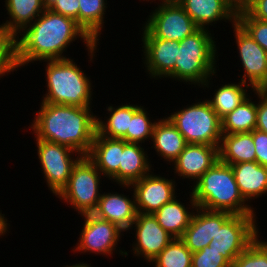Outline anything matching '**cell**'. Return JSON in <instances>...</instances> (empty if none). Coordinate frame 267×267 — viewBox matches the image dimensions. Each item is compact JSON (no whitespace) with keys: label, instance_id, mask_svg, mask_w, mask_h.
<instances>
[{"label":"cell","instance_id":"cell-1","mask_svg":"<svg viewBox=\"0 0 267 267\" xmlns=\"http://www.w3.org/2000/svg\"><path fill=\"white\" fill-rule=\"evenodd\" d=\"M77 38L83 40L91 61L98 44L74 19L46 9L15 38L16 68L33 61L66 59L63 52Z\"/></svg>","mask_w":267,"mask_h":267},{"label":"cell","instance_id":"cell-2","mask_svg":"<svg viewBox=\"0 0 267 267\" xmlns=\"http://www.w3.org/2000/svg\"><path fill=\"white\" fill-rule=\"evenodd\" d=\"M30 129L39 140L55 142L87 156L97 131V116L89 107L40 103Z\"/></svg>","mask_w":267,"mask_h":267},{"label":"cell","instance_id":"cell-3","mask_svg":"<svg viewBox=\"0 0 267 267\" xmlns=\"http://www.w3.org/2000/svg\"><path fill=\"white\" fill-rule=\"evenodd\" d=\"M190 193L189 206L194 210L199 207L233 215L255 214L239 191L231 165L220 160L195 181Z\"/></svg>","mask_w":267,"mask_h":267},{"label":"cell","instance_id":"cell-4","mask_svg":"<svg viewBox=\"0 0 267 267\" xmlns=\"http://www.w3.org/2000/svg\"><path fill=\"white\" fill-rule=\"evenodd\" d=\"M209 32L199 28L180 41L174 79L209 88L210 77L216 73L217 56L216 42L213 40L215 37Z\"/></svg>","mask_w":267,"mask_h":267},{"label":"cell","instance_id":"cell-5","mask_svg":"<svg viewBox=\"0 0 267 267\" xmlns=\"http://www.w3.org/2000/svg\"><path fill=\"white\" fill-rule=\"evenodd\" d=\"M47 93L42 102L89 107L92 87L89 78L81 71L73 59L45 60ZM92 90V91H91Z\"/></svg>","mask_w":267,"mask_h":267},{"label":"cell","instance_id":"cell-6","mask_svg":"<svg viewBox=\"0 0 267 267\" xmlns=\"http://www.w3.org/2000/svg\"><path fill=\"white\" fill-rule=\"evenodd\" d=\"M188 144L220 146L221 119L206 100L167 116Z\"/></svg>","mask_w":267,"mask_h":267},{"label":"cell","instance_id":"cell-7","mask_svg":"<svg viewBox=\"0 0 267 267\" xmlns=\"http://www.w3.org/2000/svg\"><path fill=\"white\" fill-rule=\"evenodd\" d=\"M255 216L216 211V233L209 246L220 252L232 264L259 236Z\"/></svg>","mask_w":267,"mask_h":267},{"label":"cell","instance_id":"cell-8","mask_svg":"<svg viewBox=\"0 0 267 267\" xmlns=\"http://www.w3.org/2000/svg\"><path fill=\"white\" fill-rule=\"evenodd\" d=\"M102 175L87 156H82L73 166L67 186L57 197L70 203L81 215L93 213L101 196L99 185Z\"/></svg>","mask_w":267,"mask_h":267},{"label":"cell","instance_id":"cell-9","mask_svg":"<svg viewBox=\"0 0 267 267\" xmlns=\"http://www.w3.org/2000/svg\"><path fill=\"white\" fill-rule=\"evenodd\" d=\"M35 139L38 159L42 166L46 184L57 197L67 186L73 166L82 155H77L74 159L71 156L77 152L71 148L55 142Z\"/></svg>","mask_w":267,"mask_h":267},{"label":"cell","instance_id":"cell-10","mask_svg":"<svg viewBox=\"0 0 267 267\" xmlns=\"http://www.w3.org/2000/svg\"><path fill=\"white\" fill-rule=\"evenodd\" d=\"M160 4L143 25L154 38L180 42L199 29L176 0Z\"/></svg>","mask_w":267,"mask_h":267},{"label":"cell","instance_id":"cell-11","mask_svg":"<svg viewBox=\"0 0 267 267\" xmlns=\"http://www.w3.org/2000/svg\"><path fill=\"white\" fill-rule=\"evenodd\" d=\"M84 218L83 229L73 251L96 253L106 256L113 254L120 241L121 230L108 220L101 219L93 213L81 215ZM84 251V252H83Z\"/></svg>","mask_w":267,"mask_h":267},{"label":"cell","instance_id":"cell-12","mask_svg":"<svg viewBox=\"0 0 267 267\" xmlns=\"http://www.w3.org/2000/svg\"><path fill=\"white\" fill-rule=\"evenodd\" d=\"M175 183L172 179L150 172L131 185L121 187H127L130 190L133 188L138 213L154 214L160 207L176 197Z\"/></svg>","mask_w":267,"mask_h":267},{"label":"cell","instance_id":"cell-13","mask_svg":"<svg viewBox=\"0 0 267 267\" xmlns=\"http://www.w3.org/2000/svg\"><path fill=\"white\" fill-rule=\"evenodd\" d=\"M142 34V48H144L145 57L143 63L146 71L152 78L174 79V68L180 42L154 38L145 28Z\"/></svg>","mask_w":267,"mask_h":267},{"label":"cell","instance_id":"cell-14","mask_svg":"<svg viewBox=\"0 0 267 267\" xmlns=\"http://www.w3.org/2000/svg\"><path fill=\"white\" fill-rule=\"evenodd\" d=\"M233 28L240 55L238 57L244 68L241 81L255 90L264 81L267 73V52L237 22Z\"/></svg>","mask_w":267,"mask_h":267},{"label":"cell","instance_id":"cell-15","mask_svg":"<svg viewBox=\"0 0 267 267\" xmlns=\"http://www.w3.org/2000/svg\"><path fill=\"white\" fill-rule=\"evenodd\" d=\"M135 232L136 241L132 244L133 253L143 256L149 263L154 259L172 240L173 236L165 231L158 223L153 214L137 213L130 229Z\"/></svg>","mask_w":267,"mask_h":267},{"label":"cell","instance_id":"cell-16","mask_svg":"<svg viewBox=\"0 0 267 267\" xmlns=\"http://www.w3.org/2000/svg\"><path fill=\"white\" fill-rule=\"evenodd\" d=\"M219 161V146L187 144L174 163V173L197 181Z\"/></svg>","mask_w":267,"mask_h":267},{"label":"cell","instance_id":"cell-17","mask_svg":"<svg viewBox=\"0 0 267 267\" xmlns=\"http://www.w3.org/2000/svg\"><path fill=\"white\" fill-rule=\"evenodd\" d=\"M200 29L218 20L237 21L238 7L231 0H176Z\"/></svg>","mask_w":267,"mask_h":267},{"label":"cell","instance_id":"cell-18","mask_svg":"<svg viewBox=\"0 0 267 267\" xmlns=\"http://www.w3.org/2000/svg\"><path fill=\"white\" fill-rule=\"evenodd\" d=\"M127 142L123 139H111L95 133L92 147L87 157L95 164L96 168L103 174L119 184V166L121 153Z\"/></svg>","mask_w":267,"mask_h":267},{"label":"cell","instance_id":"cell-19","mask_svg":"<svg viewBox=\"0 0 267 267\" xmlns=\"http://www.w3.org/2000/svg\"><path fill=\"white\" fill-rule=\"evenodd\" d=\"M133 201L123 194L104 193L101 194L98 206L93 214L101 219L110 221L121 230L128 231L137 216L135 195Z\"/></svg>","mask_w":267,"mask_h":267},{"label":"cell","instance_id":"cell-20","mask_svg":"<svg viewBox=\"0 0 267 267\" xmlns=\"http://www.w3.org/2000/svg\"><path fill=\"white\" fill-rule=\"evenodd\" d=\"M189 226L180 237L187 248L197 252L209 246L216 233V211L196 207ZM196 213V214H195Z\"/></svg>","mask_w":267,"mask_h":267},{"label":"cell","instance_id":"cell-21","mask_svg":"<svg viewBox=\"0 0 267 267\" xmlns=\"http://www.w3.org/2000/svg\"><path fill=\"white\" fill-rule=\"evenodd\" d=\"M231 167L239 191L246 201L266 195L267 167L257 162H241Z\"/></svg>","mask_w":267,"mask_h":267},{"label":"cell","instance_id":"cell-22","mask_svg":"<svg viewBox=\"0 0 267 267\" xmlns=\"http://www.w3.org/2000/svg\"><path fill=\"white\" fill-rule=\"evenodd\" d=\"M157 121L151 138L154 145L152 147L158 156L173 163L188 143L167 117Z\"/></svg>","mask_w":267,"mask_h":267},{"label":"cell","instance_id":"cell-23","mask_svg":"<svg viewBox=\"0 0 267 267\" xmlns=\"http://www.w3.org/2000/svg\"><path fill=\"white\" fill-rule=\"evenodd\" d=\"M256 147L252 131L244 133L222 134L219 146V160L233 165L241 162H256Z\"/></svg>","mask_w":267,"mask_h":267},{"label":"cell","instance_id":"cell-24","mask_svg":"<svg viewBox=\"0 0 267 267\" xmlns=\"http://www.w3.org/2000/svg\"><path fill=\"white\" fill-rule=\"evenodd\" d=\"M148 156L139 143H127L121 153L119 185H131L151 172Z\"/></svg>","mask_w":267,"mask_h":267},{"label":"cell","instance_id":"cell-25","mask_svg":"<svg viewBox=\"0 0 267 267\" xmlns=\"http://www.w3.org/2000/svg\"><path fill=\"white\" fill-rule=\"evenodd\" d=\"M9 20L1 24L14 38L46 9L43 0H5Z\"/></svg>","mask_w":267,"mask_h":267},{"label":"cell","instance_id":"cell-26","mask_svg":"<svg viewBox=\"0 0 267 267\" xmlns=\"http://www.w3.org/2000/svg\"><path fill=\"white\" fill-rule=\"evenodd\" d=\"M141 107L133 104H122L118 107L108 106L109 117L106 121L97 118V132L106 138L123 139L127 142V130L133 114Z\"/></svg>","mask_w":267,"mask_h":267},{"label":"cell","instance_id":"cell-27","mask_svg":"<svg viewBox=\"0 0 267 267\" xmlns=\"http://www.w3.org/2000/svg\"><path fill=\"white\" fill-rule=\"evenodd\" d=\"M182 202L173 198L159 208L153 215L161 227L174 238H180L189 226L194 212L188 211Z\"/></svg>","mask_w":267,"mask_h":267},{"label":"cell","instance_id":"cell-28","mask_svg":"<svg viewBox=\"0 0 267 267\" xmlns=\"http://www.w3.org/2000/svg\"><path fill=\"white\" fill-rule=\"evenodd\" d=\"M249 87L251 86L248 83H244L241 80L238 84L228 83L216 89L213 98L207 99V101L218 117L222 119L245 99L251 97L247 93V88Z\"/></svg>","mask_w":267,"mask_h":267},{"label":"cell","instance_id":"cell-29","mask_svg":"<svg viewBox=\"0 0 267 267\" xmlns=\"http://www.w3.org/2000/svg\"><path fill=\"white\" fill-rule=\"evenodd\" d=\"M257 103L245 99L221 119L222 134L251 132L256 128Z\"/></svg>","mask_w":267,"mask_h":267},{"label":"cell","instance_id":"cell-30","mask_svg":"<svg viewBox=\"0 0 267 267\" xmlns=\"http://www.w3.org/2000/svg\"><path fill=\"white\" fill-rule=\"evenodd\" d=\"M79 26L95 42L99 43L100 32L104 27L107 0H78ZM106 4V5H105Z\"/></svg>","mask_w":267,"mask_h":267},{"label":"cell","instance_id":"cell-31","mask_svg":"<svg viewBox=\"0 0 267 267\" xmlns=\"http://www.w3.org/2000/svg\"><path fill=\"white\" fill-rule=\"evenodd\" d=\"M151 262L155 267H192V252L180 238H173Z\"/></svg>","mask_w":267,"mask_h":267},{"label":"cell","instance_id":"cell-32","mask_svg":"<svg viewBox=\"0 0 267 267\" xmlns=\"http://www.w3.org/2000/svg\"><path fill=\"white\" fill-rule=\"evenodd\" d=\"M147 111L141 106L132 116L127 130V143H144L151 139L156 121L151 122Z\"/></svg>","mask_w":267,"mask_h":267},{"label":"cell","instance_id":"cell-33","mask_svg":"<svg viewBox=\"0 0 267 267\" xmlns=\"http://www.w3.org/2000/svg\"><path fill=\"white\" fill-rule=\"evenodd\" d=\"M258 238L235 258L231 267H267V242Z\"/></svg>","mask_w":267,"mask_h":267},{"label":"cell","instance_id":"cell-34","mask_svg":"<svg viewBox=\"0 0 267 267\" xmlns=\"http://www.w3.org/2000/svg\"><path fill=\"white\" fill-rule=\"evenodd\" d=\"M267 52V22L252 18L242 7L236 21Z\"/></svg>","mask_w":267,"mask_h":267},{"label":"cell","instance_id":"cell-35","mask_svg":"<svg viewBox=\"0 0 267 267\" xmlns=\"http://www.w3.org/2000/svg\"><path fill=\"white\" fill-rule=\"evenodd\" d=\"M16 69L15 38L0 25V77L14 72Z\"/></svg>","mask_w":267,"mask_h":267},{"label":"cell","instance_id":"cell-36","mask_svg":"<svg viewBox=\"0 0 267 267\" xmlns=\"http://www.w3.org/2000/svg\"><path fill=\"white\" fill-rule=\"evenodd\" d=\"M192 267H231V263L220 252L206 246L192 253Z\"/></svg>","mask_w":267,"mask_h":267},{"label":"cell","instance_id":"cell-37","mask_svg":"<svg viewBox=\"0 0 267 267\" xmlns=\"http://www.w3.org/2000/svg\"><path fill=\"white\" fill-rule=\"evenodd\" d=\"M50 11L74 19L79 25V1L57 0Z\"/></svg>","mask_w":267,"mask_h":267},{"label":"cell","instance_id":"cell-38","mask_svg":"<svg viewBox=\"0 0 267 267\" xmlns=\"http://www.w3.org/2000/svg\"><path fill=\"white\" fill-rule=\"evenodd\" d=\"M252 137L256 147V162L267 167V133L254 129Z\"/></svg>","mask_w":267,"mask_h":267},{"label":"cell","instance_id":"cell-39","mask_svg":"<svg viewBox=\"0 0 267 267\" xmlns=\"http://www.w3.org/2000/svg\"><path fill=\"white\" fill-rule=\"evenodd\" d=\"M253 91L259 97V102L257 103V121L255 129L267 133V94L261 93L257 90Z\"/></svg>","mask_w":267,"mask_h":267},{"label":"cell","instance_id":"cell-40","mask_svg":"<svg viewBox=\"0 0 267 267\" xmlns=\"http://www.w3.org/2000/svg\"><path fill=\"white\" fill-rule=\"evenodd\" d=\"M242 8L252 18L267 22V0H249Z\"/></svg>","mask_w":267,"mask_h":267},{"label":"cell","instance_id":"cell-41","mask_svg":"<svg viewBox=\"0 0 267 267\" xmlns=\"http://www.w3.org/2000/svg\"><path fill=\"white\" fill-rule=\"evenodd\" d=\"M4 216L5 214H2L0 212V236L2 235L4 236L7 233V231H9L7 229L10 226V224L7 223V219Z\"/></svg>","mask_w":267,"mask_h":267},{"label":"cell","instance_id":"cell-42","mask_svg":"<svg viewBox=\"0 0 267 267\" xmlns=\"http://www.w3.org/2000/svg\"><path fill=\"white\" fill-rule=\"evenodd\" d=\"M261 93L267 94V73L264 81L255 89Z\"/></svg>","mask_w":267,"mask_h":267},{"label":"cell","instance_id":"cell-43","mask_svg":"<svg viewBox=\"0 0 267 267\" xmlns=\"http://www.w3.org/2000/svg\"><path fill=\"white\" fill-rule=\"evenodd\" d=\"M57 0H43L45 9H50Z\"/></svg>","mask_w":267,"mask_h":267},{"label":"cell","instance_id":"cell-44","mask_svg":"<svg viewBox=\"0 0 267 267\" xmlns=\"http://www.w3.org/2000/svg\"><path fill=\"white\" fill-rule=\"evenodd\" d=\"M238 8L242 7L249 0H231Z\"/></svg>","mask_w":267,"mask_h":267},{"label":"cell","instance_id":"cell-45","mask_svg":"<svg viewBox=\"0 0 267 267\" xmlns=\"http://www.w3.org/2000/svg\"><path fill=\"white\" fill-rule=\"evenodd\" d=\"M66 267H91V266L89 264L87 265L86 263L83 262V263L75 264V265H72V266L66 265Z\"/></svg>","mask_w":267,"mask_h":267},{"label":"cell","instance_id":"cell-46","mask_svg":"<svg viewBox=\"0 0 267 267\" xmlns=\"http://www.w3.org/2000/svg\"><path fill=\"white\" fill-rule=\"evenodd\" d=\"M143 1H145V0H143ZM146 1H148L149 2V0H146ZM151 1V0H150ZM155 1V0H154ZM170 1H174V0H161V2L163 3V2H170ZM152 2H153V0H152Z\"/></svg>","mask_w":267,"mask_h":267}]
</instances>
